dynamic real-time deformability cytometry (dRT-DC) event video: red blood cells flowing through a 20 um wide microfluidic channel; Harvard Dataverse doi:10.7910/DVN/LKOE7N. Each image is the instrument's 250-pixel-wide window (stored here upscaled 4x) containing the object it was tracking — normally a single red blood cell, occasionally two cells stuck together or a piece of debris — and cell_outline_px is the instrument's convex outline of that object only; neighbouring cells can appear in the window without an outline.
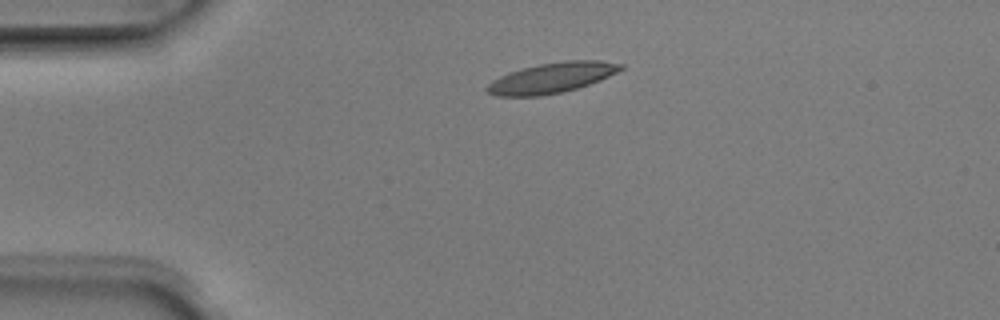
{"species": "Egyptian fruit bat (a non-hibernating species)", "species_latin": "Rousettus aegyptiacus", "temperature_condition": "room temperature", "stored_images_in_passage": 2, "camera_frame_rate_fps": 3000, "um_per_image_px": 0.085, "animal": {"sex": "male"}, "frame": {"image": 1, "passage_image": 1, "time_ms": 0.0, "image_size_px": [1000, 320], "cell_outline_px": [[624, 68], [600, 80], [576, 88], [560, 92], [540, 96], [496, 96], [488, 92], [484, 88], [492, 80], [508, 72], [540, 64], [564, 60], [600, 60], [624, 64]], "centroid_in_image_um": [46.89, 6.61], "position_along_channel_um": 38.1, "area_um2": 23.47}}
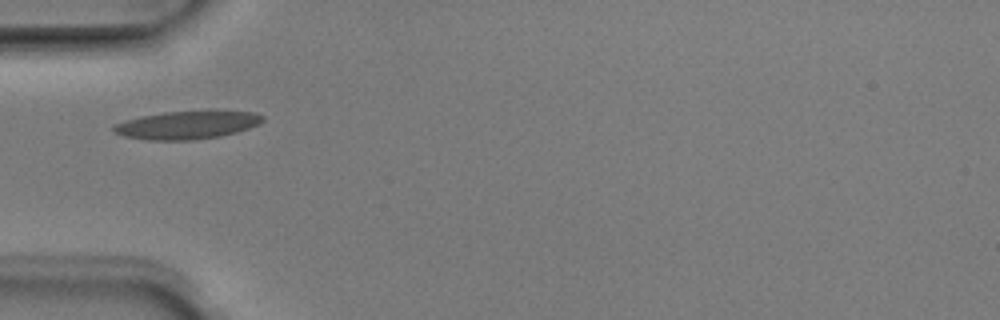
{"frame": {"image": 2, "passage_image": 2, "time_ms": 0.333, "image_size_px": [1000, 320], "cell_outline_px": [[264, 120], [248, 128], [236, 132], [220, 136], [192, 140], [144, 140], [124, 136], [112, 132], [112, 128], [116, 124], [124, 120], [140, 116], [164, 112], [208, 108], [256, 112], [264, 116]], "centroid_in_image_um": [15.93, 10.58], "position_along_channel_um": 69.1, "area_um2": 25.32}}